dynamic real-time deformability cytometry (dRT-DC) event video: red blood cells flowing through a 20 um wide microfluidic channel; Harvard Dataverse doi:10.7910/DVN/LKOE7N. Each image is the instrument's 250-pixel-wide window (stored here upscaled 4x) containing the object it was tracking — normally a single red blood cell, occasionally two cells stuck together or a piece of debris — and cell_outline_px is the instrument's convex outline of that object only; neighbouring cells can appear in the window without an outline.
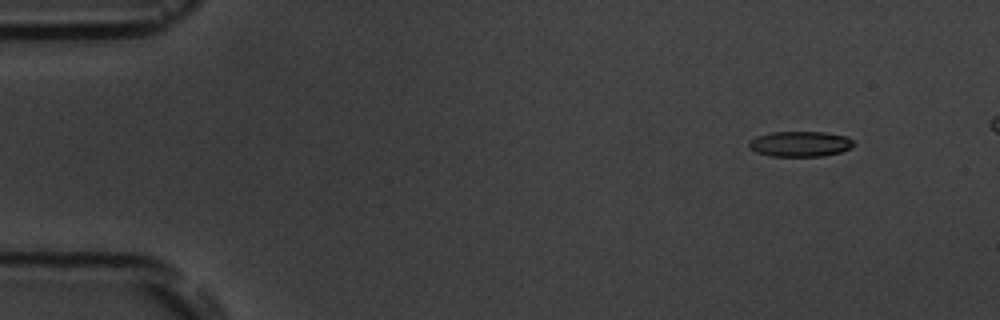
{"species": "common noctule bat (a hibernating species)", "species_latin": "Nyctalus noctula", "temperature_condition": "room temperature", "stored_images_in_passage": 5, "camera_frame_rate_fps": 3000, "um_per_image_px": 0.085, "animal": {"sex": "male", "body_mass_g": 19.5, "forearm_length_mm": 54.6}, "frame": {"image": 1, "passage_image": 1, "time_ms": 0.0, "image_size_px": [1000, 320], "cell_outline_px": [[856, 144], [852, 148], [840, 152], [820, 156], [772, 156], [756, 152], [748, 148], [748, 140], [756, 136], [772, 132], [824, 132], [848, 136]], "centroid_in_image_um": [68.01, 12.23], "position_along_channel_um": 17.0, "area_um2": 15.66}}